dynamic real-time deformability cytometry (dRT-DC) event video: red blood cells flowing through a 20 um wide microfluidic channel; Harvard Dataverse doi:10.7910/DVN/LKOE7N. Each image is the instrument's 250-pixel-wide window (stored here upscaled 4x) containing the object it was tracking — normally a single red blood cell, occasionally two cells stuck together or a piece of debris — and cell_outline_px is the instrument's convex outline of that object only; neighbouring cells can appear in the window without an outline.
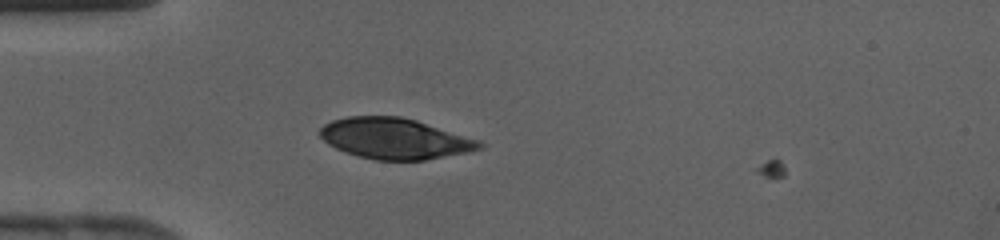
{"species": "human", "species_latin": "Homo sapiens", "temperature_condition": "cold", "stored_images_in_passage": 6, "camera_frame_rate_fps": 3000, "um_per_image_px": 0.085, "donor": {"sex": "female"}, "frame": {"image": 1, "passage_image": 5, "time_ms": 1.333, "image_size_px": [1000, 240], "cell_outline_px": [[484, 148], [468, 152], [424, 160], [376, 160], [356, 156], [336, 148], [328, 144], [320, 136], [320, 128], [324, 124], [332, 120], [348, 116], [400, 116], [416, 120], [480, 140], [484, 144]], "centroid_in_image_um": [33.56, 11.78], "position_along_channel_um": 51.4, "area_um2": 37.97}}